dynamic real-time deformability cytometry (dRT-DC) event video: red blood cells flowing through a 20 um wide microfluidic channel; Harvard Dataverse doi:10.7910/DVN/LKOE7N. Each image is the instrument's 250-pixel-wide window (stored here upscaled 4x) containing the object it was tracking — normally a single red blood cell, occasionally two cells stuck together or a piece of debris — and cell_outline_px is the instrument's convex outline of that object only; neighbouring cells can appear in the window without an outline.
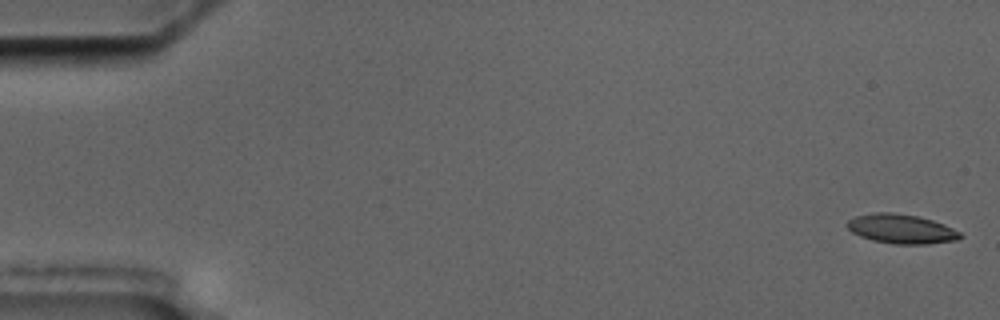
{"species": "common noctule bat (a hibernating species)", "species_latin": "Nyctalus noctula", "temperature_condition": "cold", "stored_images_in_passage": 8, "camera_frame_rate_fps": 3000, "um_per_image_px": 0.085, "animal": {"sex": "male", "body_mass_g": 17.5, "forearm_length_mm": 52.3}, "frame": {"image": 1, "passage_image": 1, "time_ms": 0.0, "image_size_px": [1000, 320], "cell_outline_px": [[964, 236], [960, 240], [928, 244], [892, 244], [872, 240], [860, 236], [852, 232], [844, 224], [848, 220], [856, 216], [876, 212], [892, 212], [916, 216], [932, 220], [944, 224], [960, 232]], "centroid_in_image_um": [76.62, 19.47], "position_along_channel_um": 8.4, "area_um2": 19.48}}
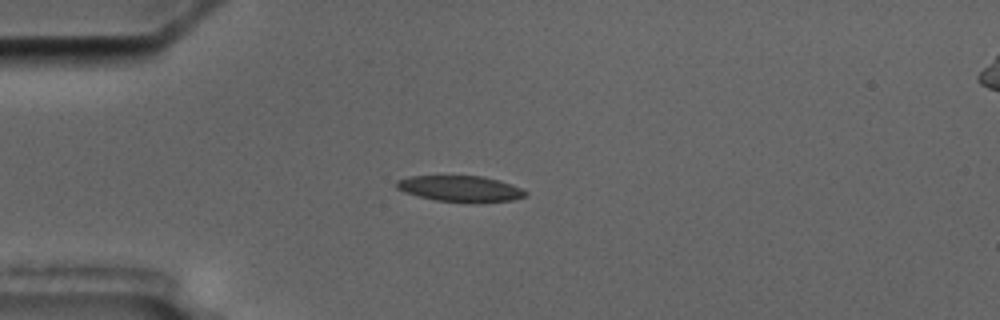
{"frame": {"image": 2, "passage_image": 5, "time_ms": 4.667, "image_size_px": [1000, 320], "cell_outline_px": [[528, 196], [512, 200], [468, 204], [436, 200], [404, 192], [396, 188], [396, 180], [412, 176], [484, 176], [512, 184], [528, 192]], "centroid_in_image_um": [39.17, 16.06], "position_along_channel_um": 45.8, "area_um2": 19.83}}
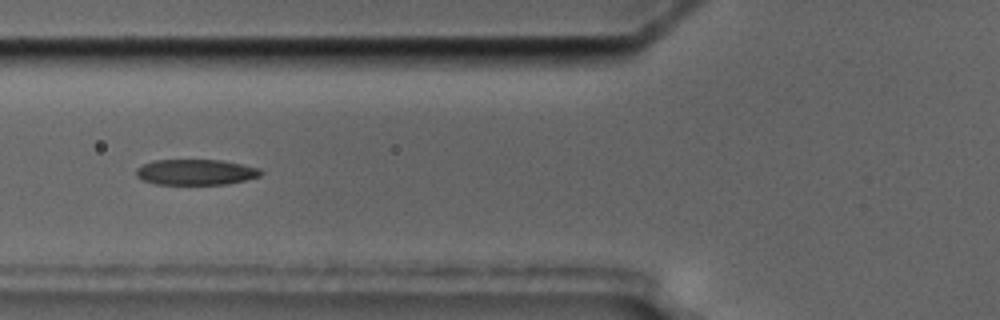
{"frame": {"image": 3, "passage_image": 7, "time_ms": 7.0, "image_size_px": [1000, 320], "cell_outline_px": [[264, 172], [260, 176], [244, 180], [224, 184], [156, 184], [144, 180], [136, 176], [136, 168], [152, 160], [220, 160], [260, 168]], "centroid_in_image_um": [16.63, 14.62], "position_along_channel_um": 109.2, "area_um2": 18.5}}